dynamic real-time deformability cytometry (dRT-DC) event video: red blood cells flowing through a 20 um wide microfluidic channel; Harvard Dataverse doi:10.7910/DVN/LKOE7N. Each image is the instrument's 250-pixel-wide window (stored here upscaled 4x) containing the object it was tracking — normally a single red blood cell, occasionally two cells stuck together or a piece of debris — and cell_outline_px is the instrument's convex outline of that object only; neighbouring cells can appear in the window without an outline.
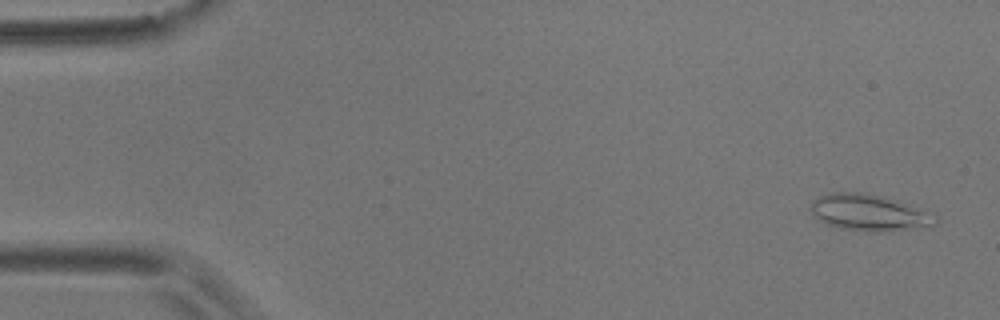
{"species": "common noctule bat (a hibernating species)", "species_latin": "Nyctalus noctula", "temperature_condition": "room temperature", "stored_images_in_passage": 4, "camera_frame_rate_fps": 3000, "um_per_image_px": 0.085, "animal": {"sex": "male", "body_mass_g": 17.9}, "frame": {"image": 1, "passage_image": 1, "time_ms": 0.0, "image_size_px": [1000, 320], "cell_outline_px": [[940, 220], [936, 224], [928, 228], [892, 232], [868, 232], [840, 228], [828, 224], [820, 220], [808, 208], [812, 200], [820, 196], [832, 192], [860, 192], [884, 196], [896, 200], [936, 216]], "centroid_in_image_um": [73.9, 18.1], "position_along_channel_um": 11.1, "area_um2": 26.82}}